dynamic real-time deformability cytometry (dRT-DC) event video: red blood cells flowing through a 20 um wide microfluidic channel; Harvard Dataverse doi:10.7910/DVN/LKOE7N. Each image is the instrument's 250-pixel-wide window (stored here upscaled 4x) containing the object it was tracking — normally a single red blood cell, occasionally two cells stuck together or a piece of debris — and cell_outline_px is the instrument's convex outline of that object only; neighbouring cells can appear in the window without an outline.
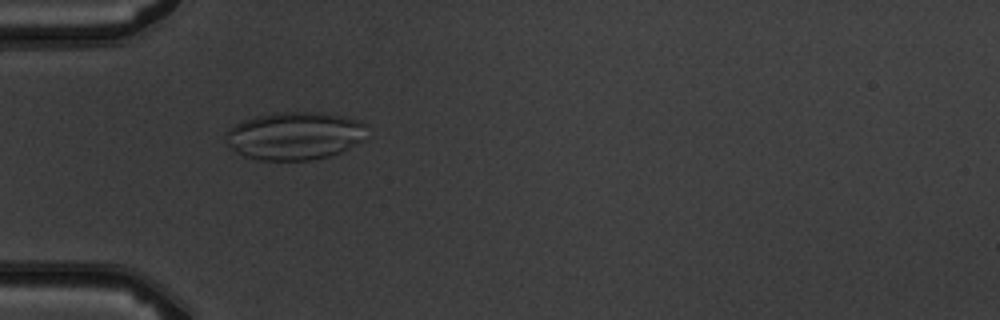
{"species": "common noctule bat (a hibernating species)", "species_latin": "Nyctalus noctula", "temperature_condition": "warm", "stored_images_in_passage": 3, "camera_frame_rate_fps": 3000, "um_per_image_px": 0.085, "animal": {"sex": "male", "body_mass_g": 19.5, "forearm_length_mm": 54.6}, "frame": {"image": 1, "passage_image": 2, "time_ms": 1.333, "image_size_px": [1000, 320], "cell_outline_px": [[364, 140], [340, 152], [328, 156], [308, 160], [256, 160], [244, 156], [236, 152], [228, 144], [224, 136], [224, 132], [228, 128], [244, 120], [256, 116], [276, 112], [320, 112], [360, 120], [364, 124]], "centroid_in_image_um": [25.0, 11.54], "position_along_channel_um": 60.0, "area_um2": 39.36}}
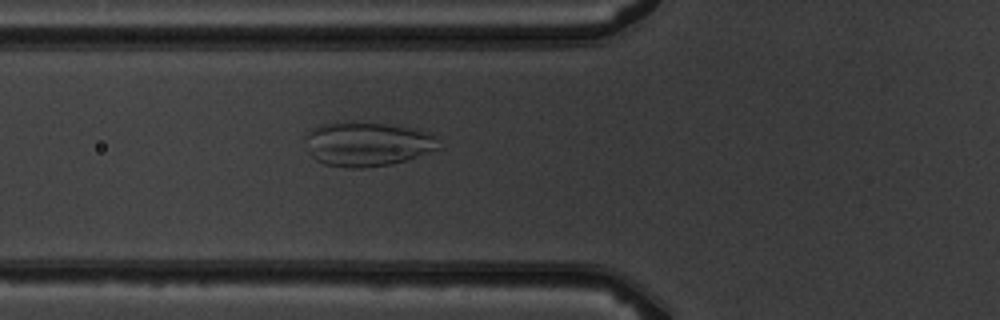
{"frame": {"image": 2, "passage_image": 3, "time_ms": 2.333, "image_size_px": [1000, 320], "cell_outline_px": [[440, 148], [392, 164], [360, 168], [348, 168], [324, 164], [316, 160], [308, 152], [304, 136], [312, 128], [324, 124], [384, 124], [412, 128], [432, 132]], "centroid_in_image_um": [31.2, 12.27], "position_along_channel_um": 94.6, "area_um2": 33.7}}